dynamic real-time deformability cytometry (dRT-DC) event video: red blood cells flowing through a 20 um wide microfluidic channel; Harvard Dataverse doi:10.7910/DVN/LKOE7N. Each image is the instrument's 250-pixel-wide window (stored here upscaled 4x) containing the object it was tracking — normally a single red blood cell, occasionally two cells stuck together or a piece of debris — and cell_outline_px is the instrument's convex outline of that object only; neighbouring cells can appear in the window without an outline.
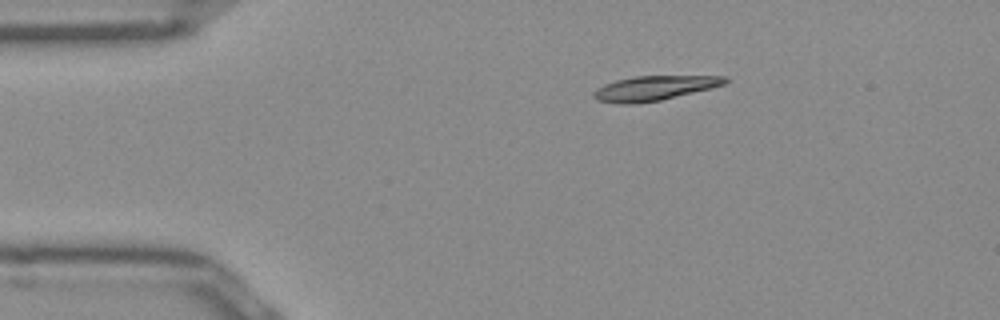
{"species": "Egyptian fruit bat (a non-hibernating species)", "species_latin": "Rousettus aegyptiacus", "temperature_condition": "room temperature", "stored_images_in_passage": 43, "camera_frame_rate_fps": 3000, "um_per_image_px": 0.085, "frame": {"image": 1, "passage_image": 1, "time_ms": 0.0, "image_size_px": [1000, 320], "cell_outline_px": [[728, 80], [724, 84], [712, 88], [660, 100], [632, 104], [624, 104], [596, 100], [592, 96], [592, 92], [596, 88], [604, 84], [616, 80], [632, 76], [728, 76]], "centroid_in_image_um": [55.58, 7.48], "position_along_channel_um": 29.4, "area_um2": 18.84}}
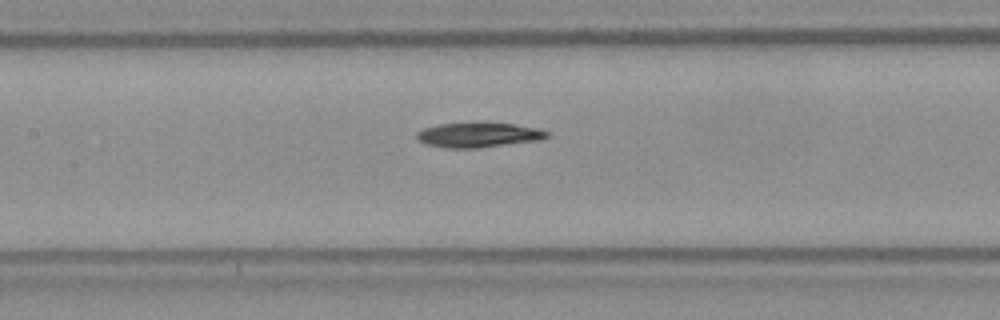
{"frame": {"image": 2, "passage_image": 15, "time_ms": 4.667, "image_size_px": [1000, 320], "cell_outline_px": [[548, 136], [540, 140], [476, 148], [448, 148], [428, 144], [420, 140], [416, 136], [416, 132], [424, 128], [440, 124], [480, 120], [512, 124], [540, 128], [548, 132]], "centroid_in_image_um": [40.69, 11.43], "position_along_channel_um": 166.7, "area_um2": 19.25}}
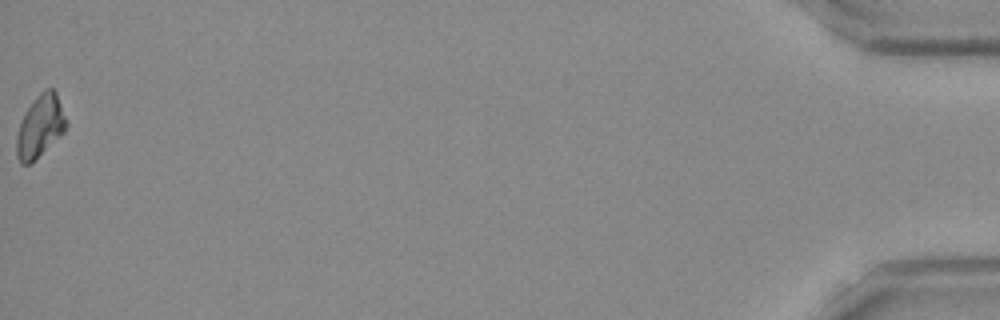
{"frame": {"image": 3, "passage_image": 43, "time_ms": 14.0, "image_size_px": [1000, 320], "cell_outline_px": [[68, 128], [64, 132], [28, 164], [20, 164], [16, 156], [16, 136], [20, 124], [28, 108], [36, 96], [44, 88], [52, 88], [56, 92], [68, 124]], "centroid_in_image_um": [3.41, 10.71], "position_along_channel_um": 431.8, "area_um2": 17.63}, "authors_computed_cell_mechanics": {"area_um2": 18.496, "velocity_mm_per_s": 3.97, "shape_relaxation_time_tau1_ms": 4.7668, "shape_relaxation_time_tau2_ms": null, "deformation_change_tau1": 0.174, "deformation_change_tau2": null}}